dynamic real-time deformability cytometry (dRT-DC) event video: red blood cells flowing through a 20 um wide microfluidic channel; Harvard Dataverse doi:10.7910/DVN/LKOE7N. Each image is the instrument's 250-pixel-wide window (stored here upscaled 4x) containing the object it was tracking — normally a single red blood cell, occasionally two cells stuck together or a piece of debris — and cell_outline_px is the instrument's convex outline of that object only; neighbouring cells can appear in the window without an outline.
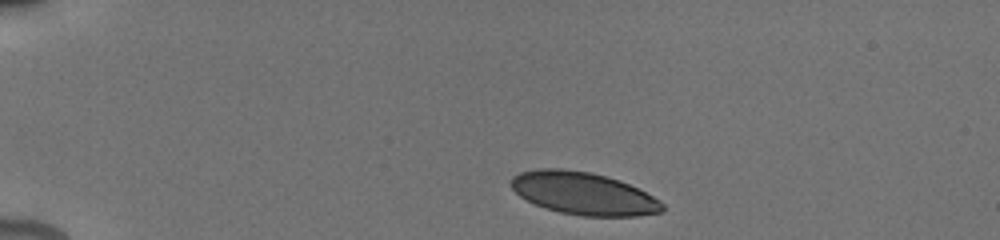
{"species": "human", "species_latin": "Homo sapiens", "temperature_condition": "cold", "stored_images_in_passage": 17, "camera_frame_rate_fps": 3000, "um_per_image_px": 0.085, "donor": {"sex": "male"}, "frame": {"image": 1, "passage_image": 1, "time_ms": 0.0, "image_size_px": [1000, 240], "cell_outline_px": [[664, 208], [660, 212], [636, 216], [584, 216], [560, 212], [544, 208], [520, 196], [512, 188], [512, 176], [520, 172], [536, 168], [560, 168], [592, 172], [628, 184], [660, 200], [664, 204]], "centroid_in_image_um": [49.57, 16.44], "position_along_channel_um": 35.4, "area_um2": 37.17}}
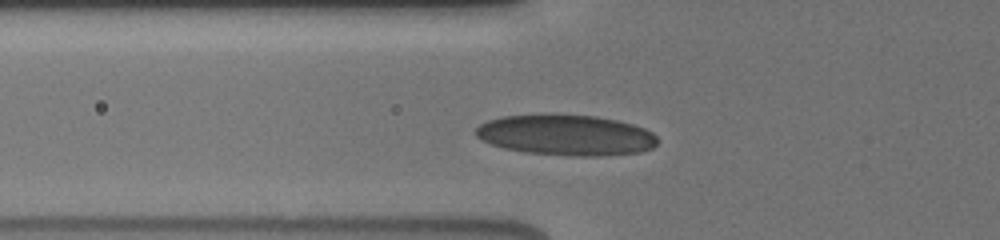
{"frame": {"image": 2, "passage_image": 8, "time_ms": 3.0, "image_size_px": [1000, 240], "cell_outline_px": [[656, 144], [652, 148], [640, 152], [604, 156], [572, 156], [528, 152], [504, 148], [480, 140], [476, 136], [476, 128], [480, 124], [488, 120], [500, 116], [596, 116], [616, 120], [632, 124], [644, 128], [652, 132], [656, 136]], "centroid_in_image_um": [48.13, 11.51], "position_along_channel_um": 77.7, "area_um2": 42.43}}
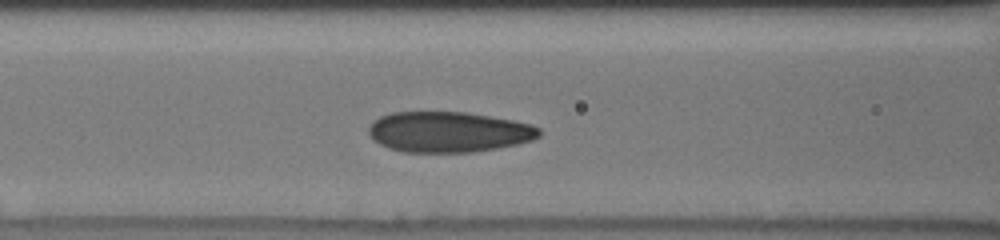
{"frame": {"image": 3, "passage_image": 11, "time_ms": 4.333, "image_size_px": [1000, 240], "cell_outline_px": [[540, 136], [532, 140], [516, 144], [496, 148], [472, 152], [404, 152], [388, 148], [372, 140], [368, 132], [368, 128], [380, 116], [392, 112], [464, 112], [512, 120], [532, 124], [540, 128]], "centroid_in_image_um": [38.12, 11.22], "position_along_channel_um": 128.5, "area_um2": 40.23}}